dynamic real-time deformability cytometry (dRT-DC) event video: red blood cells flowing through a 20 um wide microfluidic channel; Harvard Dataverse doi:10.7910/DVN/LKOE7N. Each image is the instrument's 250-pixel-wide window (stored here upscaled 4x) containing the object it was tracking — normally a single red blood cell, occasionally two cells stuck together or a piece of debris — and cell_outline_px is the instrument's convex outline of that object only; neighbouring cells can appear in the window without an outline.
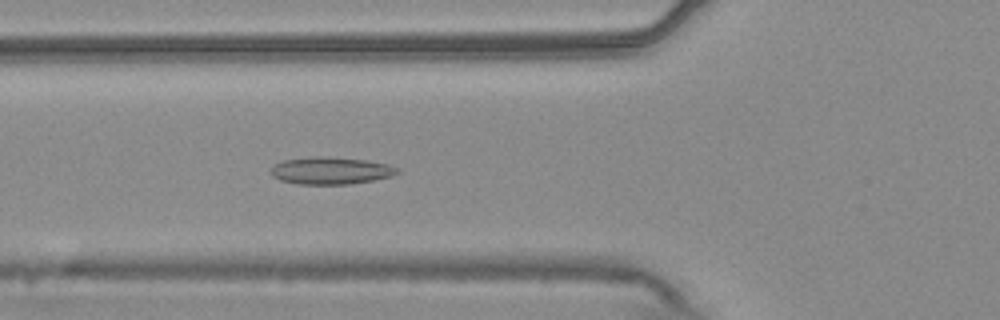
{"species": "common noctule bat (a hibernating species)", "species_latin": "Nyctalus noctula", "temperature_condition": "warm", "stored_images_in_passage": 49, "camera_frame_rate_fps": 3000, "um_per_image_px": 0.085, "animal": {"sex": "male", "body_mass_g": 20.4}, "frame": {"image": 1, "passage_image": 15, "time_ms": 4.667, "image_size_px": [1000, 320], "cell_outline_px": [[400, 172], [392, 176], [352, 184], [300, 184], [280, 180], [272, 176], [272, 168], [276, 164], [284, 160], [312, 156], [320, 156], [364, 160], [388, 164], [400, 168]], "centroid_in_image_um": [28.15, 14.51], "position_along_channel_um": 97.7, "area_um2": 19.94}}
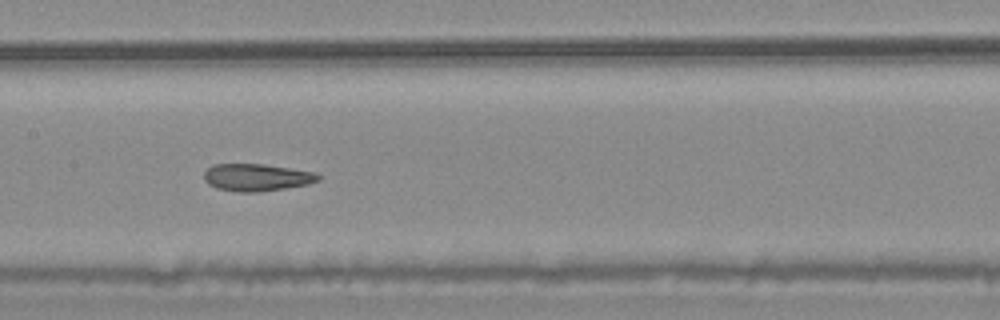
{"frame": {"image": 2, "passage_image": 22, "time_ms": 7.0, "image_size_px": [1000, 320], "cell_outline_px": [[320, 180], [308, 184], [260, 192], [236, 192], [216, 188], [208, 184], [204, 180], [204, 172], [212, 164], [264, 164], [316, 172], [320, 176]], "centroid_in_image_um": [21.8, 15.08], "position_along_channel_um": 185.6, "area_um2": 18.26}}
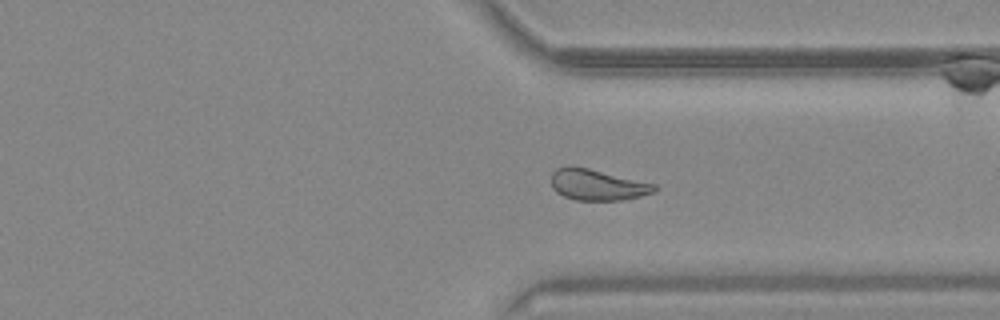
{"frame": {"image": 3, "passage_image": 36, "time_ms": 11.667, "image_size_px": [1000, 320], "cell_outline_px": [[660, 188], [656, 192], [640, 196], [620, 200], [576, 200], [564, 196], [556, 192], [552, 188], [552, 172], [556, 168], [568, 164], [588, 168], [656, 184]], "centroid_in_image_um": [50.78, 15.69], "position_along_channel_um": 360.6, "area_um2": 18.84}, "authors_computed_cell_mechanics": {"area_um2": 19.8832, "velocity_mm_per_s": 3.7469, "shape_relaxation_time_tau1_ms": null, "shape_relaxation_time_tau2_ms": 1.7329, "deformation_change_tau1": null, "deformation_change_tau2": 0.0734}}